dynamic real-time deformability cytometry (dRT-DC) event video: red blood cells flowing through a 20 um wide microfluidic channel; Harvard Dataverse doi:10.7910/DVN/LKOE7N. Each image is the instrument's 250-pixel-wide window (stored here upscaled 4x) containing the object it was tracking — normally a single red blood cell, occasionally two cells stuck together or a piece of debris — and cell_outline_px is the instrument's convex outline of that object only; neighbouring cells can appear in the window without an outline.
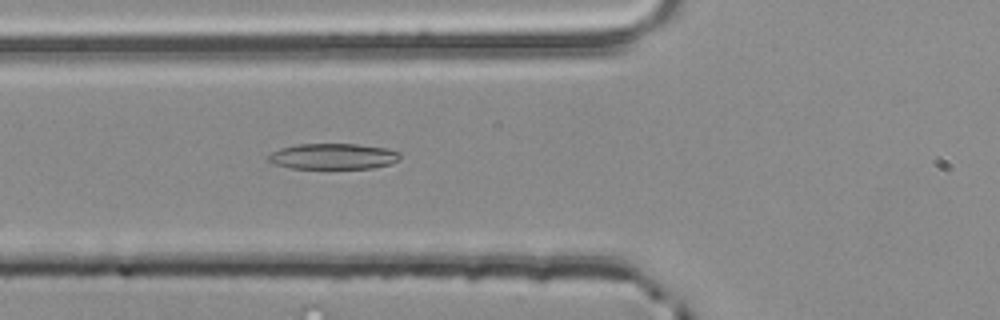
{"species": "common noctule bat (a hibernating species)", "species_latin": "Nyctalus noctula", "temperature_condition": "room temperature", "stored_images_in_passage": 38, "camera_frame_rate_fps": 3000, "um_per_image_px": 0.085, "animal": {"sex": "male", "body_mass_g": 20.4}, "frame": {"image": 1, "passage_image": 4, "time_ms": 1.0, "image_size_px": [1000, 320], "cell_outline_px": [[400, 160], [392, 164], [372, 168], [292, 168], [276, 164], [268, 160], [268, 156], [272, 152], [280, 148], [296, 144], [356, 144], [388, 148], [400, 152]], "centroid_in_image_um": [28.37, 13.28], "position_along_channel_um": 97.4, "area_um2": 19.83}}
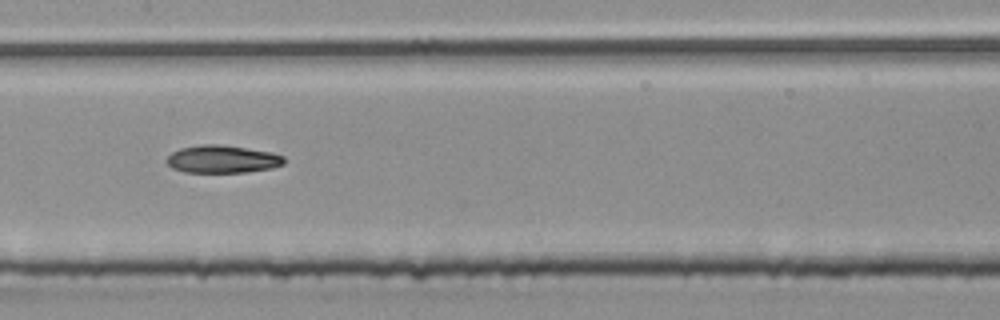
{"frame": {"image": 2, "passage_image": 11, "time_ms": 3.333, "image_size_px": [1000, 320], "cell_outline_px": [[284, 164], [272, 168], [244, 172], [184, 172], [172, 168], [164, 160], [172, 152], [180, 148], [200, 144], [220, 144], [272, 152], [284, 156]], "centroid_in_image_um": [18.88, 13.52], "position_along_channel_um": 188.5, "area_um2": 19.02}}
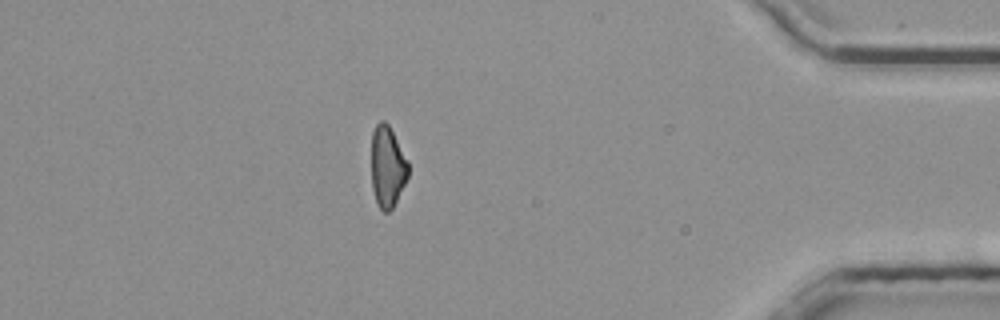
{"frame": {"image": 3, "passage_image": 31, "time_ms": 10.0, "image_size_px": [1000, 320], "cell_outline_px": [[408, 176], [392, 208], [388, 212], [384, 212], [380, 208], [376, 200], [372, 188], [372, 132], [376, 124], [380, 120], [384, 120], [388, 124], [408, 160]], "centroid_in_image_um": [32.92, 14.14], "position_along_channel_um": 402.3, "area_um2": 17.22}, "authors_computed_cell_mechanics": {"area_um2": 18.7272, "velocity_mm_per_s": 3.8668, "shape_relaxation_time_tau1_ms": 10.3121, "shape_relaxation_time_tau2_ms": null, "deformation_change_tau1": 0.2244, "deformation_change_tau2": null}}